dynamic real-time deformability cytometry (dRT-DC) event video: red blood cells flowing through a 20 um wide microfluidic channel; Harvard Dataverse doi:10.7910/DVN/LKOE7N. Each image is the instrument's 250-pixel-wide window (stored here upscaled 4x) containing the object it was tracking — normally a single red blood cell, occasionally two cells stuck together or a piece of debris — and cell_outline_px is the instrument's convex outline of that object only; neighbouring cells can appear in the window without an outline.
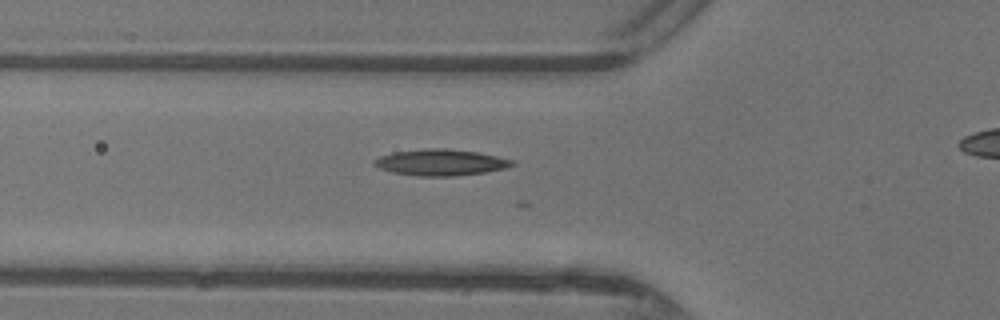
{"species": "common noctule bat (a hibernating species)", "species_latin": "Nyctalus noctula", "temperature_condition": "warm", "stored_images_in_passage": 31, "camera_frame_rate_fps": 3000, "um_per_image_px": 0.085, "animal": {"sex": "female"}, "frame": {"image": 1, "passage_image": 16, "time_ms": 5.0, "image_size_px": [1000, 320], "cell_outline_px": [[516, 164], [504, 168], [484, 172], [456, 176], [416, 176], [392, 172], [380, 168], [372, 164], [372, 160], [380, 156], [392, 152], [424, 148], [448, 148], [476, 152], [496, 156], [512, 160]], "centroid_in_image_um": [37.4, 13.8], "position_along_channel_um": 88.4, "area_um2": 21.15}}
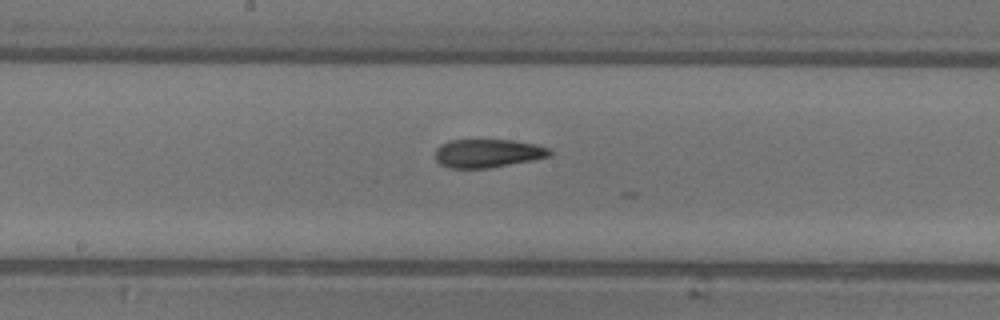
{"frame": {"image": 2, "passage_image": 24, "time_ms": 7.667, "image_size_px": [1000, 320], "cell_outline_px": [[552, 156], [532, 160], [488, 168], [448, 168], [440, 164], [436, 160], [436, 148], [440, 144], [448, 140], [512, 140], [536, 144], [548, 148], [552, 152]], "centroid_in_image_um": [41.44, 13.02], "position_along_channel_um": 206.8, "area_um2": 19.02}}
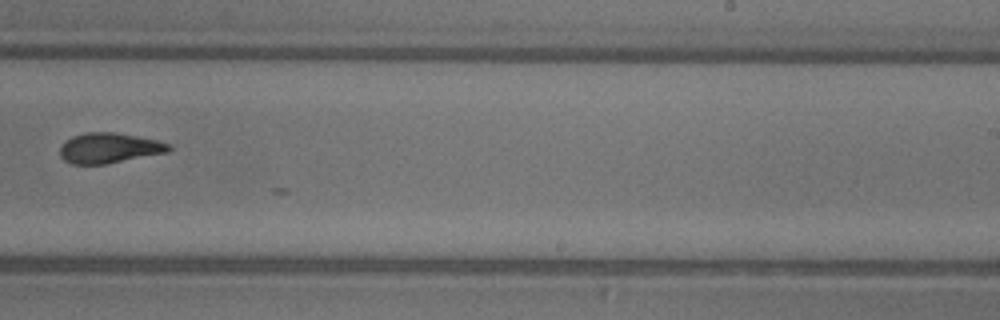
{"frame": {"image": 3, "passage_image": 29, "time_ms": 9.333, "image_size_px": [1000, 320], "cell_outline_px": [[172, 148], [168, 152], [104, 164], [72, 164], [64, 160], [60, 156], [60, 148], [72, 136], [84, 132], [112, 132], [136, 136], [156, 140], [168, 144]], "centroid_in_image_um": [9.26, 12.58], "position_along_channel_um": 279.7, "area_um2": 18.9}}